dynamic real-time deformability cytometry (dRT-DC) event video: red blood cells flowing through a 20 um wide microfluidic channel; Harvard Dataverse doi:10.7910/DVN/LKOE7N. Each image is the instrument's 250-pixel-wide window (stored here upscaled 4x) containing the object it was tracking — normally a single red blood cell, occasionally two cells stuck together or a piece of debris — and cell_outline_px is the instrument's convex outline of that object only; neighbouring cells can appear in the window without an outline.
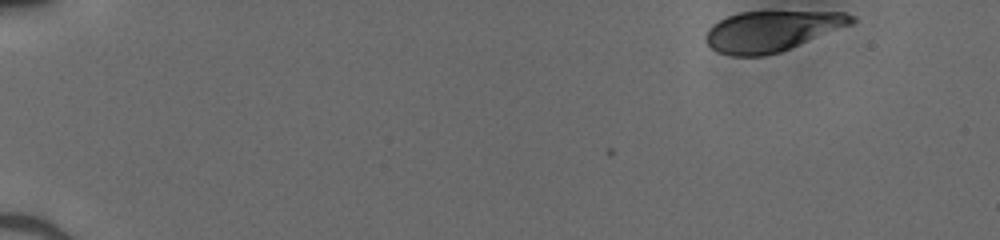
{"species": "human", "species_latin": "Homo sapiens", "temperature_condition": "cold", "stored_images_in_passage": 41, "camera_frame_rate_fps": 3000, "um_per_image_px": 0.085, "donor": {"sex": "male"}, "frame": {"image": 1, "passage_image": 1, "time_ms": 0.0, "image_size_px": [1000, 240], "cell_outline_px": [[856, 20], [852, 24], [780, 52], [764, 56], [732, 56], [716, 52], [704, 40], [704, 36], [708, 28], [712, 24], [728, 16], [740, 12], [844, 12], [856, 16]], "centroid_in_image_um": [65.57, 2.65], "position_along_channel_um": 19.4, "area_um2": 34.39}}
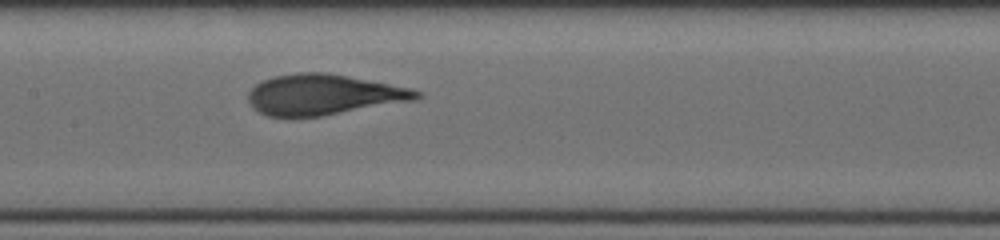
{"frame": {"image": 2, "passage_image": 23, "time_ms": 7.333, "image_size_px": [1000, 240], "cell_outline_px": [[420, 96], [416, 100], [320, 116], [268, 116], [252, 108], [248, 100], [248, 92], [256, 84], [272, 76], [296, 72], [328, 72], [412, 88], [420, 92]], "centroid_in_image_um": [27.48, 8.03], "position_along_channel_um": 179.9, "area_um2": 39.71}}
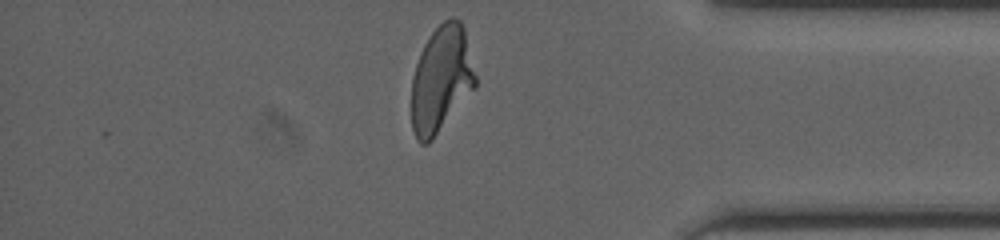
{"frame": {"image": 3, "passage_image": 40, "time_ms": 13.0, "image_size_px": [1000, 240], "cell_outline_px": [[476, 88], [432, 140], [428, 144], [420, 144], [416, 140], [412, 128], [412, 76], [420, 52], [424, 44], [432, 32], [444, 20], [452, 16], [460, 20], [464, 28], [476, 76]], "centroid_in_image_um": [37.5, 6.76], "position_along_channel_um": 397.7, "area_um2": 39.82}}